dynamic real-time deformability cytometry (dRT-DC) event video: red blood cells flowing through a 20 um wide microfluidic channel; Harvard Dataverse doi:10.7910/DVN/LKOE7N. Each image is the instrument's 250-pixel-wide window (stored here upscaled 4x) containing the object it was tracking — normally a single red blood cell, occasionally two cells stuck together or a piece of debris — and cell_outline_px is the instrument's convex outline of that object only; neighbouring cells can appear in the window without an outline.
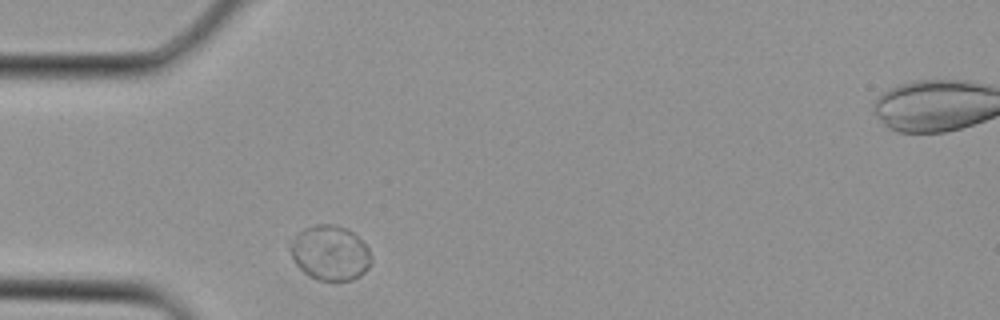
{"species": "Egyptian fruit bat (a non-hibernating species)", "species_latin": "Rousettus aegyptiacus", "temperature_condition": "cold", "stored_images_in_passage": 1, "camera_frame_rate_fps": 3000, "um_per_image_px": 0.085, "animal": {"sex": "female"}, "frame": {"image": 1, "passage_image": 1, "time_ms": 0.0, "image_size_px": [1000, 320], "cell_outline_px": [[372, 260], [368, 268], [360, 276], [352, 280], [320, 280], [308, 276], [292, 260], [288, 248], [292, 240], [304, 228], [316, 224], [332, 224], [348, 228], [368, 248], [372, 256]], "centroid_in_image_um": [28.05, 21.5], "position_along_channel_um": 57.0, "area_um2": 25.95}}